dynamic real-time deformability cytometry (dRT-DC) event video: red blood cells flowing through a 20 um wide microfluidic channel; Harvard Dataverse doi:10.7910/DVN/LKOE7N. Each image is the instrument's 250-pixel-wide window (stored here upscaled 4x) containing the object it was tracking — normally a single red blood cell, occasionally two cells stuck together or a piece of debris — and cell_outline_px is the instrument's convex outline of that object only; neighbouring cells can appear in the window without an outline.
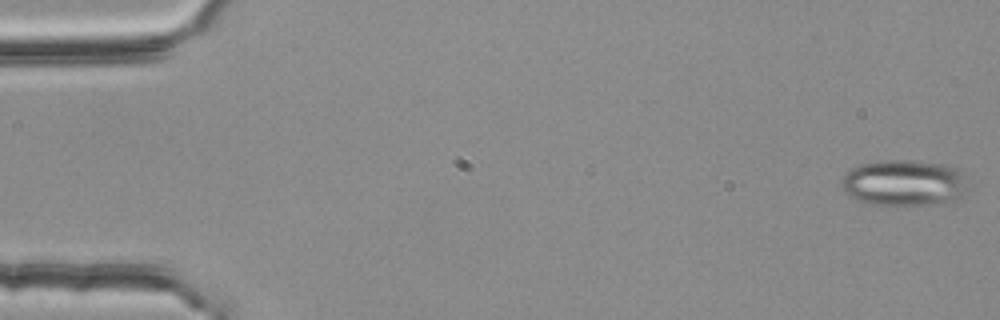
{"species": "common noctule bat (a hibernating species)", "species_latin": "Nyctalus noctula", "temperature_condition": "room temperature", "stored_images_in_passage": 5, "camera_frame_rate_fps": 3000, "um_per_image_px": 0.085, "animal": {"sex": "female", "body_mass_g": 25.1}, "frame": {"image": 1, "passage_image": 1, "time_ms": 0.0, "image_size_px": [1000, 320], "cell_outline_px": [[968, 188], [960, 196], [952, 200], [924, 204], [872, 204], [856, 200], [848, 196], [844, 192], [840, 184], [840, 180], [844, 172], [860, 164], [876, 160], [908, 160], [944, 164], [960, 168]], "centroid_in_image_um": [76.77, 15.51], "position_along_channel_um": 8.2, "area_um2": 34.04}}